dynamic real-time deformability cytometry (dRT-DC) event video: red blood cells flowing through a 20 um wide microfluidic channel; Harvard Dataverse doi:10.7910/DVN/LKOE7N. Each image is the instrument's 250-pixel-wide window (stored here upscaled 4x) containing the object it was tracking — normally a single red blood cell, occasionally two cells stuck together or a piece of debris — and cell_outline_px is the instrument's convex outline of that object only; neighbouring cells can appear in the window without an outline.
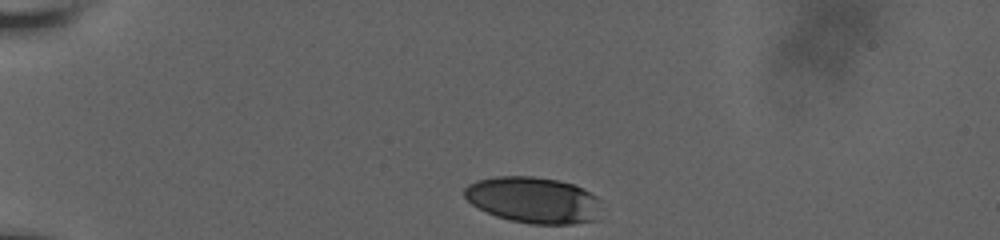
{"species": "human", "species_latin": "Homo sapiens", "temperature_condition": "room temperature", "stored_images_in_passage": 35, "camera_frame_rate_fps": 3000, "um_per_image_px": 0.085, "donor": {"sex": "male"}, "frame": {"image": 1, "passage_image": 1, "time_ms": 0.0, "image_size_px": [1000, 240], "cell_outline_px": [[600, 220], [572, 224], [528, 224], [496, 216], [472, 204], [464, 196], [464, 188], [468, 184], [476, 180], [496, 176], [532, 176], [560, 180], [572, 184], [596, 196], [600, 200]], "centroid_in_image_um": [45.37, 17.0], "position_along_channel_um": 39.6, "area_um2": 37.11}}
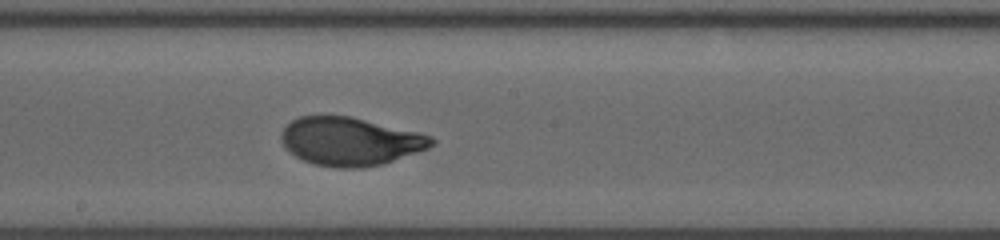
{"frame": {"image": 2, "passage_image": 20, "time_ms": 6.333, "image_size_px": [1000, 240], "cell_outline_px": [[436, 144], [428, 148], [384, 164], [364, 168], [336, 168], [316, 164], [304, 160], [288, 152], [280, 140], [280, 132], [292, 120], [300, 116], [352, 116], [432, 136], [436, 140]], "centroid_in_image_um": [29.76, 12.02], "position_along_channel_um": 218.4, "area_um2": 42.37}}
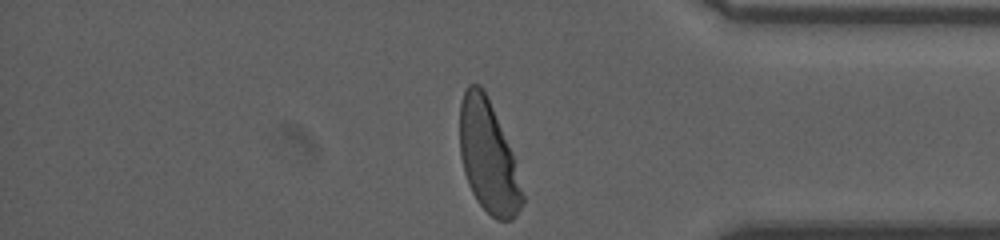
{"frame": {"image": 3, "passage_image": 35, "time_ms": 11.333, "image_size_px": [1000, 240], "cell_outline_px": [[524, 204], [516, 216], [512, 220], [496, 220], [476, 200], [468, 184], [464, 172], [460, 156], [460, 104], [464, 92], [468, 84], [480, 84], [484, 88], [512, 152], [524, 196]], "centroid_in_image_um": [41.49, 13.34], "position_along_channel_um": 393.7, "area_um2": 40.69}, "authors_computed_cell_mechanics": {"area_um2": 41.8472, "velocity_mm_per_s": 3.7838, "shape_relaxation_time_tau1_ms": 2.8987, "shape_relaxation_time_tau2_ms": null, "deformation_change_tau1": 0.1677, "deformation_change_tau2": null}}